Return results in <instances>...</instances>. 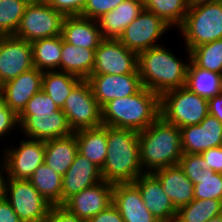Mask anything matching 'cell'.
<instances>
[{
    "label": "cell",
    "mask_w": 222,
    "mask_h": 222,
    "mask_svg": "<svg viewBox=\"0 0 222 222\" xmlns=\"http://www.w3.org/2000/svg\"><path fill=\"white\" fill-rule=\"evenodd\" d=\"M61 71L86 80L95 65V50L76 47L62 38Z\"/></svg>",
    "instance_id": "27"
},
{
    "label": "cell",
    "mask_w": 222,
    "mask_h": 222,
    "mask_svg": "<svg viewBox=\"0 0 222 222\" xmlns=\"http://www.w3.org/2000/svg\"><path fill=\"white\" fill-rule=\"evenodd\" d=\"M200 154L205 159V169L222 173V146L210 148Z\"/></svg>",
    "instance_id": "42"
},
{
    "label": "cell",
    "mask_w": 222,
    "mask_h": 222,
    "mask_svg": "<svg viewBox=\"0 0 222 222\" xmlns=\"http://www.w3.org/2000/svg\"><path fill=\"white\" fill-rule=\"evenodd\" d=\"M179 166L193 184H197L198 174L206 167L205 159L200 153H183Z\"/></svg>",
    "instance_id": "37"
},
{
    "label": "cell",
    "mask_w": 222,
    "mask_h": 222,
    "mask_svg": "<svg viewBox=\"0 0 222 222\" xmlns=\"http://www.w3.org/2000/svg\"><path fill=\"white\" fill-rule=\"evenodd\" d=\"M133 183L139 188L144 205L160 222L175 221L177 209L152 173L139 175Z\"/></svg>",
    "instance_id": "19"
},
{
    "label": "cell",
    "mask_w": 222,
    "mask_h": 222,
    "mask_svg": "<svg viewBox=\"0 0 222 222\" xmlns=\"http://www.w3.org/2000/svg\"><path fill=\"white\" fill-rule=\"evenodd\" d=\"M33 0H0V34L15 35L24 10Z\"/></svg>",
    "instance_id": "35"
},
{
    "label": "cell",
    "mask_w": 222,
    "mask_h": 222,
    "mask_svg": "<svg viewBox=\"0 0 222 222\" xmlns=\"http://www.w3.org/2000/svg\"><path fill=\"white\" fill-rule=\"evenodd\" d=\"M17 142L15 146L5 144L6 148L0 150V160L4 164L7 178L28 180L44 163L45 141L22 137Z\"/></svg>",
    "instance_id": "9"
},
{
    "label": "cell",
    "mask_w": 222,
    "mask_h": 222,
    "mask_svg": "<svg viewBox=\"0 0 222 222\" xmlns=\"http://www.w3.org/2000/svg\"><path fill=\"white\" fill-rule=\"evenodd\" d=\"M86 80L101 108L110 100L132 96L143 87L139 73L90 75Z\"/></svg>",
    "instance_id": "16"
},
{
    "label": "cell",
    "mask_w": 222,
    "mask_h": 222,
    "mask_svg": "<svg viewBox=\"0 0 222 222\" xmlns=\"http://www.w3.org/2000/svg\"><path fill=\"white\" fill-rule=\"evenodd\" d=\"M101 110L103 125L140 132L160 117V95L142 87L132 96L110 100Z\"/></svg>",
    "instance_id": "4"
},
{
    "label": "cell",
    "mask_w": 222,
    "mask_h": 222,
    "mask_svg": "<svg viewBox=\"0 0 222 222\" xmlns=\"http://www.w3.org/2000/svg\"><path fill=\"white\" fill-rule=\"evenodd\" d=\"M43 110H59V108L44 91L40 90L27 102L23 111Z\"/></svg>",
    "instance_id": "41"
},
{
    "label": "cell",
    "mask_w": 222,
    "mask_h": 222,
    "mask_svg": "<svg viewBox=\"0 0 222 222\" xmlns=\"http://www.w3.org/2000/svg\"><path fill=\"white\" fill-rule=\"evenodd\" d=\"M43 72L32 68L0 86V99L17 115L42 88Z\"/></svg>",
    "instance_id": "17"
},
{
    "label": "cell",
    "mask_w": 222,
    "mask_h": 222,
    "mask_svg": "<svg viewBox=\"0 0 222 222\" xmlns=\"http://www.w3.org/2000/svg\"><path fill=\"white\" fill-rule=\"evenodd\" d=\"M114 184L100 181L73 195L62 206L80 220L88 222L113 202Z\"/></svg>",
    "instance_id": "15"
},
{
    "label": "cell",
    "mask_w": 222,
    "mask_h": 222,
    "mask_svg": "<svg viewBox=\"0 0 222 222\" xmlns=\"http://www.w3.org/2000/svg\"><path fill=\"white\" fill-rule=\"evenodd\" d=\"M34 68L32 45L14 35L0 39V86Z\"/></svg>",
    "instance_id": "14"
},
{
    "label": "cell",
    "mask_w": 222,
    "mask_h": 222,
    "mask_svg": "<svg viewBox=\"0 0 222 222\" xmlns=\"http://www.w3.org/2000/svg\"><path fill=\"white\" fill-rule=\"evenodd\" d=\"M222 0H187L188 7H194L201 4H207L211 2H217Z\"/></svg>",
    "instance_id": "48"
},
{
    "label": "cell",
    "mask_w": 222,
    "mask_h": 222,
    "mask_svg": "<svg viewBox=\"0 0 222 222\" xmlns=\"http://www.w3.org/2000/svg\"><path fill=\"white\" fill-rule=\"evenodd\" d=\"M62 38L76 47L96 50L103 39L97 20L66 16L62 24Z\"/></svg>",
    "instance_id": "23"
},
{
    "label": "cell",
    "mask_w": 222,
    "mask_h": 222,
    "mask_svg": "<svg viewBox=\"0 0 222 222\" xmlns=\"http://www.w3.org/2000/svg\"><path fill=\"white\" fill-rule=\"evenodd\" d=\"M112 204L124 222H160L144 205L139 188L134 183H117Z\"/></svg>",
    "instance_id": "21"
},
{
    "label": "cell",
    "mask_w": 222,
    "mask_h": 222,
    "mask_svg": "<svg viewBox=\"0 0 222 222\" xmlns=\"http://www.w3.org/2000/svg\"><path fill=\"white\" fill-rule=\"evenodd\" d=\"M31 45L35 68L42 72L61 71L62 35L36 40Z\"/></svg>",
    "instance_id": "30"
},
{
    "label": "cell",
    "mask_w": 222,
    "mask_h": 222,
    "mask_svg": "<svg viewBox=\"0 0 222 222\" xmlns=\"http://www.w3.org/2000/svg\"><path fill=\"white\" fill-rule=\"evenodd\" d=\"M140 162L144 173L175 166L183 155L181 131L161 116L138 132Z\"/></svg>",
    "instance_id": "3"
},
{
    "label": "cell",
    "mask_w": 222,
    "mask_h": 222,
    "mask_svg": "<svg viewBox=\"0 0 222 222\" xmlns=\"http://www.w3.org/2000/svg\"><path fill=\"white\" fill-rule=\"evenodd\" d=\"M186 88L209 100L222 92V74L198 67L192 60L188 65Z\"/></svg>",
    "instance_id": "28"
},
{
    "label": "cell",
    "mask_w": 222,
    "mask_h": 222,
    "mask_svg": "<svg viewBox=\"0 0 222 222\" xmlns=\"http://www.w3.org/2000/svg\"><path fill=\"white\" fill-rule=\"evenodd\" d=\"M62 111L73 132L103 125L101 107L94 98L87 80H82L72 90L65 100Z\"/></svg>",
    "instance_id": "10"
},
{
    "label": "cell",
    "mask_w": 222,
    "mask_h": 222,
    "mask_svg": "<svg viewBox=\"0 0 222 222\" xmlns=\"http://www.w3.org/2000/svg\"><path fill=\"white\" fill-rule=\"evenodd\" d=\"M0 222H22L4 196L0 198Z\"/></svg>",
    "instance_id": "45"
},
{
    "label": "cell",
    "mask_w": 222,
    "mask_h": 222,
    "mask_svg": "<svg viewBox=\"0 0 222 222\" xmlns=\"http://www.w3.org/2000/svg\"><path fill=\"white\" fill-rule=\"evenodd\" d=\"M194 199L222 200V173L202 169L194 184Z\"/></svg>",
    "instance_id": "36"
},
{
    "label": "cell",
    "mask_w": 222,
    "mask_h": 222,
    "mask_svg": "<svg viewBox=\"0 0 222 222\" xmlns=\"http://www.w3.org/2000/svg\"><path fill=\"white\" fill-rule=\"evenodd\" d=\"M14 130L19 131L18 115L0 99V143L14 135Z\"/></svg>",
    "instance_id": "39"
},
{
    "label": "cell",
    "mask_w": 222,
    "mask_h": 222,
    "mask_svg": "<svg viewBox=\"0 0 222 222\" xmlns=\"http://www.w3.org/2000/svg\"><path fill=\"white\" fill-rule=\"evenodd\" d=\"M191 51L204 43L222 39V1L189 7L183 24L176 30Z\"/></svg>",
    "instance_id": "5"
},
{
    "label": "cell",
    "mask_w": 222,
    "mask_h": 222,
    "mask_svg": "<svg viewBox=\"0 0 222 222\" xmlns=\"http://www.w3.org/2000/svg\"><path fill=\"white\" fill-rule=\"evenodd\" d=\"M76 135L78 152L102 169L107 155V126L82 129Z\"/></svg>",
    "instance_id": "26"
},
{
    "label": "cell",
    "mask_w": 222,
    "mask_h": 222,
    "mask_svg": "<svg viewBox=\"0 0 222 222\" xmlns=\"http://www.w3.org/2000/svg\"><path fill=\"white\" fill-rule=\"evenodd\" d=\"M152 174L159 180L176 209L194 199V184L187 178L179 164L157 169Z\"/></svg>",
    "instance_id": "22"
},
{
    "label": "cell",
    "mask_w": 222,
    "mask_h": 222,
    "mask_svg": "<svg viewBox=\"0 0 222 222\" xmlns=\"http://www.w3.org/2000/svg\"><path fill=\"white\" fill-rule=\"evenodd\" d=\"M125 0H87L80 16L92 20L99 19L102 15L117 8Z\"/></svg>",
    "instance_id": "38"
},
{
    "label": "cell",
    "mask_w": 222,
    "mask_h": 222,
    "mask_svg": "<svg viewBox=\"0 0 222 222\" xmlns=\"http://www.w3.org/2000/svg\"><path fill=\"white\" fill-rule=\"evenodd\" d=\"M142 174L138 132L107 126V155L101 169L103 180L111 184L133 183Z\"/></svg>",
    "instance_id": "2"
},
{
    "label": "cell",
    "mask_w": 222,
    "mask_h": 222,
    "mask_svg": "<svg viewBox=\"0 0 222 222\" xmlns=\"http://www.w3.org/2000/svg\"><path fill=\"white\" fill-rule=\"evenodd\" d=\"M183 61L166 44L138 54V73L142 86L160 96L169 90L185 87L191 54L186 48Z\"/></svg>",
    "instance_id": "1"
},
{
    "label": "cell",
    "mask_w": 222,
    "mask_h": 222,
    "mask_svg": "<svg viewBox=\"0 0 222 222\" xmlns=\"http://www.w3.org/2000/svg\"><path fill=\"white\" fill-rule=\"evenodd\" d=\"M138 73V54L127 49L118 39L103 38L95 50L91 75Z\"/></svg>",
    "instance_id": "13"
},
{
    "label": "cell",
    "mask_w": 222,
    "mask_h": 222,
    "mask_svg": "<svg viewBox=\"0 0 222 222\" xmlns=\"http://www.w3.org/2000/svg\"><path fill=\"white\" fill-rule=\"evenodd\" d=\"M183 153H202L222 146V122L208 114L198 125L180 128Z\"/></svg>",
    "instance_id": "18"
},
{
    "label": "cell",
    "mask_w": 222,
    "mask_h": 222,
    "mask_svg": "<svg viewBox=\"0 0 222 222\" xmlns=\"http://www.w3.org/2000/svg\"><path fill=\"white\" fill-rule=\"evenodd\" d=\"M6 178V172L4 164L0 160V198L4 196V182Z\"/></svg>",
    "instance_id": "47"
},
{
    "label": "cell",
    "mask_w": 222,
    "mask_h": 222,
    "mask_svg": "<svg viewBox=\"0 0 222 222\" xmlns=\"http://www.w3.org/2000/svg\"><path fill=\"white\" fill-rule=\"evenodd\" d=\"M222 214V200L193 199L189 204L177 209L174 222H207Z\"/></svg>",
    "instance_id": "32"
},
{
    "label": "cell",
    "mask_w": 222,
    "mask_h": 222,
    "mask_svg": "<svg viewBox=\"0 0 222 222\" xmlns=\"http://www.w3.org/2000/svg\"><path fill=\"white\" fill-rule=\"evenodd\" d=\"M144 9L162 18L171 28L178 29L188 12L187 0H143Z\"/></svg>",
    "instance_id": "33"
},
{
    "label": "cell",
    "mask_w": 222,
    "mask_h": 222,
    "mask_svg": "<svg viewBox=\"0 0 222 222\" xmlns=\"http://www.w3.org/2000/svg\"><path fill=\"white\" fill-rule=\"evenodd\" d=\"M82 80L64 71H45L42 75L41 90L54 101L59 109H62L69 94Z\"/></svg>",
    "instance_id": "29"
},
{
    "label": "cell",
    "mask_w": 222,
    "mask_h": 222,
    "mask_svg": "<svg viewBox=\"0 0 222 222\" xmlns=\"http://www.w3.org/2000/svg\"><path fill=\"white\" fill-rule=\"evenodd\" d=\"M144 10L143 0H125L102 15L97 23L103 38L118 39L124 29Z\"/></svg>",
    "instance_id": "24"
},
{
    "label": "cell",
    "mask_w": 222,
    "mask_h": 222,
    "mask_svg": "<svg viewBox=\"0 0 222 222\" xmlns=\"http://www.w3.org/2000/svg\"><path fill=\"white\" fill-rule=\"evenodd\" d=\"M190 54L198 67L222 74V39L194 47Z\"/></svg>",
    "instance_id": "34"
},
{
    "label": "cell",
    "mask_w": 222,
    "mask_h": 222,
    "mask_svg": "<svg viewBox=\"0 0 222 222\" xmlns=\"http://www.w3.org/2000/svg\"><path fill=\"white\" fill-rule=\"evenodd\" d=\"M171 30L162 18L144 9L141 14L128 25L118 40L130 51L137 54L159 46L164 34ZM160 40V42H159Z\"/></svg>",
    "instance_id": "11"
},
{
    "label": "cell",
    "mask_w": 222,
    "mask_h": 222,
    "mask_svg": "<svg viewBox=\"0 0 222 222\" xmlns=\"http://www.w3.org/2000/svg\"><path fill=\"white\" fill-rule=\"evenodd\" d=\"M46 222H86L71 214L62 205L51 206Z\"/></svg>",
    "instance_id": "43"
},
{
    "label": "cell",
    "mask_w": 222,
    "mask_h": 222,
    "mask_svg": "<svg viewBox=\"0 0 222 222\" xmlns=\"http://www.w3.org/2000/svg\"><path fill=\"white\" fill-rule=\"evenodd\" d=\"M208 114V100L186 87L166 91L160 96V116L178 128L198 125Z\"/></svg>",
    "instance_id": "6"
},
{
    "label": "cell",
    "mask_w": 222,
    "mask_h": 222,
    "mask_svg": "<svg viewBox=\"0 0 222 222\" xmlns=\"http://www.w3.org/2000/svg\"><path fill=\"white\" fill-rule=\"evenodd\" d=\"M209 114L222 122V92L208 100Z\"/></svg>",
    "instance_id": "46"
},
{
    "label": "cell",
    "mask_w": 222,
    "mask_h": 222,
    "mask_svg": "<svg viewBox=\"0 0 222 222\" xmlns=\"http://www.w3.org/2000/svg\"><path fill=\"white\" fill-rule=\"evenodd\" d=\"M4 197L22 222H46L52 205L29 180L6 177Z\"/></svg>",
    "instance_id": "8"
},
{
    "label": "cell",
    "mask_w": 222,
    "mask_h": 222,
    "mask_svg": "<svg viewBox=\"0 0 222 222\" xmlns=\"http://www.w3.org/2000/svg\"><path fill=\"white\" fill-rule=\"evenodd\" d=\"M77 152L78 145L74 133L46 140L44 163L63 177L73 163Z\"/></svg>",
    "instance_id": "25"
},
{
    "label": "cell",
    "mask_w": 222,
    "mask_h": 222,
    "mask_svg": "<svg viewBox=\"0 0 222 222\" xmlns=\"http://www.w3.org/2000/svg\"><path fill=\"white\" fill-rule=\"evenodd\" d=\"M38 192L52 205H61L62 176L45 163L28 179Z\"/></svg>",
    "instance_id": "31"
},
{
    "label": "cell",
    "mask_w": 222,
    "mask_h": 222,
    "mask_svg": "<svg viewBox=\"0 0 222 222\" xmlns=\"http://www.w3.org/2000/svg\"><path fill=\"white\" fill-rule=\"evenodd\" d=\"M207 222H222V214L212 217Z\"/></svg>",
    "instance_id": "49"
},
{
    "label": "cell",
    "mask_w": 222,
    "mask_h": 222,
    "mask_svg": "<svg viewBox=\"0 0 222 222\" xmlns=\"http://www.w3.org/2000/svg\"><path fill=\"white\" fill-rule=\"evenodd\" d=\"M88 222H124L118 209L111 204L107 209L101 211Z\"/></svg>",
    "instance_id": "44"
},
{
    "label": "cell",
    "mask_w": 222,
    "mask_h": 222,
    "mask_svg": "<svg viewBox=\"0 0 222 222\" xmlns=\"http://www.w3.org/2000/svg\"><path fill=\"white\" fill-rule=\"evenodd\" d=\"M18 121L20 134L28 139L46 141L73 133L62 109L22 111Z\"/></svg>",
    "instance_id": "12"
},
{
    "label": "cell",
    "mask_w": 222,
    "mask_h": 222,
    "mask_svg": "<svg viewBox=\"0 0 222 222\" xmlns=\"http://www.w3.org/2000/svg\"><path fill=\"white\" fill-rule=\"evenodd\" d=\"M54 10L66 16H79L87 0H45Z\"/></svg>",
    "instance_id": "40"
},
{
    "label": "cell",
    "mask_w": 222,
    "mask_h": 222,
    "mask_svg": "<svg viewBox=\"0 0 222 222\" xmlns=\"http://www.w3.org/2000/svg\"><path fill=\"white\" fill-rule=\"evenodd\" d=\"M102 180L101 169L77 152L73 163L62 177L61 205L73 195Z\"/></svg>",
    "instance_id": "20"
},
{
    "label": "cell",
    "mask_w": 222,
    "mask_h": 222,
    "mask_svg": "<svg viewBox=\"0 0 222 222\" xmlns=\"http://www.w3.org/2000/svg\"><path fill=\"white\" fill-rule=\"evenodd\" d=\"M65 16L54 10L45 0L27 4L14 36L30 43L43 38L59 36Z\"/></svg>",
    "instance_id": "7"
}]
</instances>
